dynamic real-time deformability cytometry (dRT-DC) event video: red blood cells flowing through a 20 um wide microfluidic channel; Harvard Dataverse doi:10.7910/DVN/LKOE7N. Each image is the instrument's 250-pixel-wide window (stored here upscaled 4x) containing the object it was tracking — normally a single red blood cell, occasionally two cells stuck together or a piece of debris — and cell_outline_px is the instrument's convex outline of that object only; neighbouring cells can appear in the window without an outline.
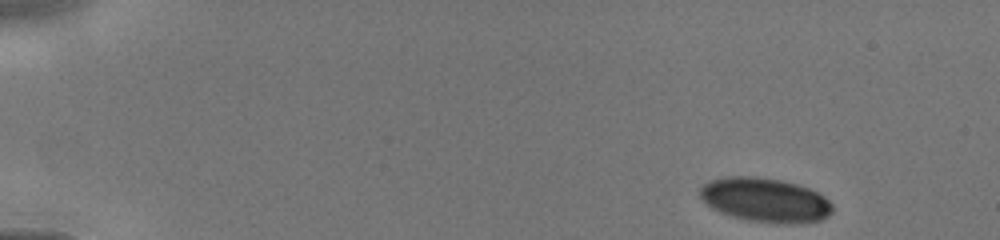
{"species": "human", "species_latin": "Homo sapiens", "temperature_condition": "cold", "stored_images_in_passage": 8, "camera_frame_rate_fps": 3000, "um_per_image_px": 0.085, "donor": {"sex": "male"}, "frame": {"image": 1, "passage_image": 1, "time_ms": 0.0, "image_size_px": [1000, 240], "cell_outline_px": [[832, 212], [828, 216], [820, 220], [804, 224], [780, 224], [748, 220], [732, 216], [720, 212], [712, 208], [700, 196], [700, 188], [708, 180], [724, 176], [756, 176], [780, 180], [796, 184], [808, 188], [824, 196], [832, 204]], "centroid_in_image_um": [65.05, 17.0], "position_along_channel_um": 20.0, "area_um2": 34.33}}
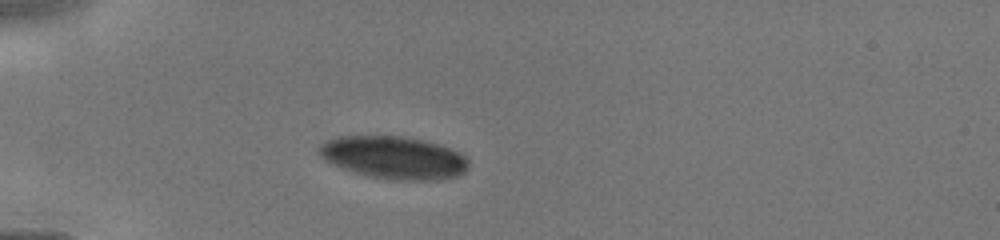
{"frame": {"image": 2, "passage_image": 6, "time_ms": 3.0, "image_size_px": [1000, 240], "cell_outline_px": [[468, 168], [464, 172], [456, 176], [444, 180], [396, 180], [368, 176], [332, 164], [324, 160], [316, 152], [316, 148], [320, 144], [336, 136], [400, 136], [424, 140], [440, 144], [460, 152], [468, 160]], "centroid_in_image_um": [33.47, 13.39], "position_along_channel_um": 51.5, "area_um2": 37.4}}
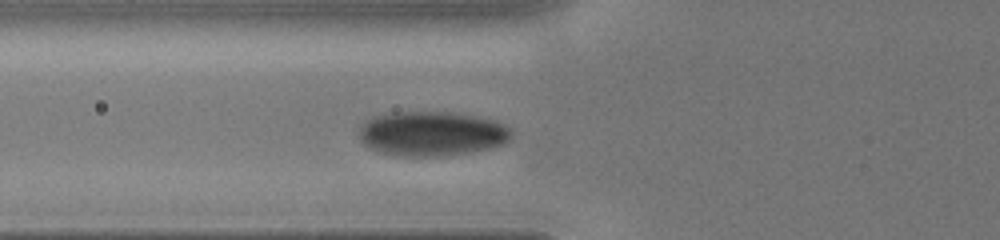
{"frame": {"image": 3, "passage_image": 8, "time_ms": 4.333, "image_size_px": [1000, 240], "cell_outline_px": [[512, 136], [504, 144], [492, 148], [472, 152], [444, 156], [396, 156], [380, 152], [368, 148], [360, 140], [360, 128], [372, 116], [392, 112], [452, 112], [496, 120], [512, 128]], "centroid_in_image_um": [36.73, 11.37], "position_along_channel_um": 89.1, "area_um2": 40.0}}